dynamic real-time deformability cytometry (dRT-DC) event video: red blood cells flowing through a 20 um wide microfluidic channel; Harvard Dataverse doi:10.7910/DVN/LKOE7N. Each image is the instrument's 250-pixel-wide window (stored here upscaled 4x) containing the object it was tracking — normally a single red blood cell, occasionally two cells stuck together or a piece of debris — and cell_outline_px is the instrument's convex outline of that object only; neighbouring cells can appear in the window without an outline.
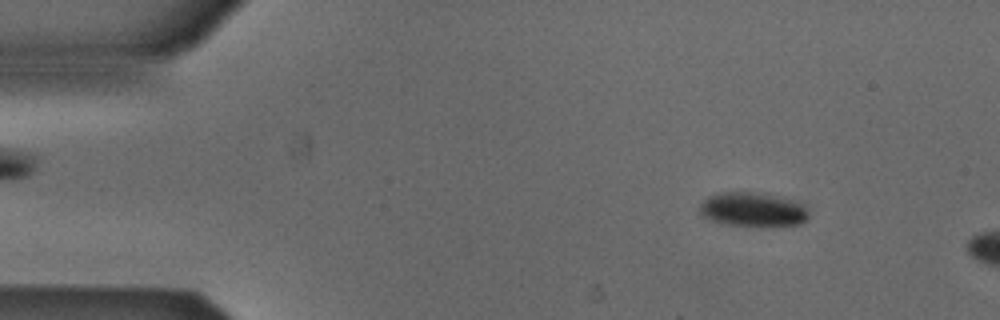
{"species": "Egyptian fruit bat (a non-hibernating species)", "species_latin": "Rousettus aegyptiacus", "temperature_condition": "cold", "stored_images_in_passage": 10, "camera_frame_rate_fps": 3000, "um_per_image_px": 0.085, "animal": {"sex": "male"}, "frame": {"image": 1, "passage_image": 6, "time_ms": 1.667, "image_size_px": [1000, 320], "cell_outline_px": [[808, 216], [800, 224], [760, 228], [724, 224], [708, 220], [696, 208], [708, 196], [720, 192], [764, 192], [780, 196], [804, 204], [808, 212]], "centroid_in_image_um": [63.97, 17.82], "position_along_channel_um": 21.0, "area_um2": 22.54}}